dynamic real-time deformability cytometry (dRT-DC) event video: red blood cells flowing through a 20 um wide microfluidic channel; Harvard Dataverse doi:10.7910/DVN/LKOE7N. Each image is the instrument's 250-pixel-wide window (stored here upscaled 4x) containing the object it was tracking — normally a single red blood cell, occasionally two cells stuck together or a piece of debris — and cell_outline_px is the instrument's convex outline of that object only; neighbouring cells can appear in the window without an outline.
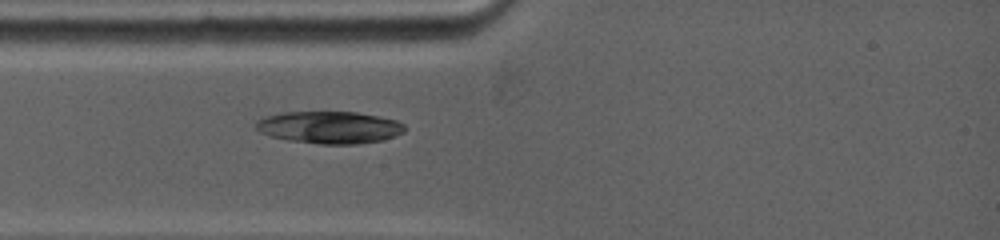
{"species": "common noctule bat (a hibernating species)", "species_latin": "Nyctalus noctula", "temperature_condition": "warm", "stored_images_in_passage": 21, "camera_frame_rate_fps": 5000, "um_per_image_px": 0.085, "animal": {"sex": "female", "body_mass_g": 19.0, "forearm_length_mm": 53.3}, "frame": {"image": 1, "passage_image": 1, "time_ms": 0.0, "image_size_px": [1000, 240], "cell_outline_px": [[404, 132], [396, 136], [384, 140], [356, 144], [320, 144], [288, 140], [272, 136], [260, 132], [256, 128], [256, 120], [264, 116], [280, 112], [356, 112], [380, 116], [396, 120], [404, 124]], "centroid_in_image_um": [28.01, 10.82], "position_along_channel_um": 57.0, "area_um2": 28.09}}
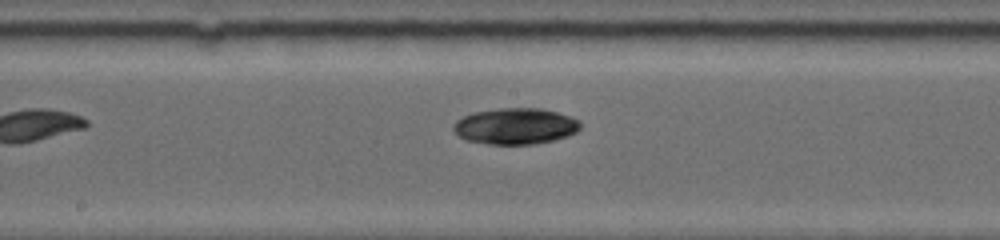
{"frame": {"image": 2, "passage_image": 10, "time_ms": 3.8, "image_size_px": [1000, 240], "cell_outline_px": [[580, 128], [576, 132], [568, 136], [536, 144], [488, 144], [464, 140], [452, 128], [452, 124], [456, 120], [472, 112], [500, 108], [540, 108], [572, 116], [580, 120]], "centroid_in_image_um": [43.8, 10.72], "position_along_channel_um": 204.4, "area_um2": 26.93}}
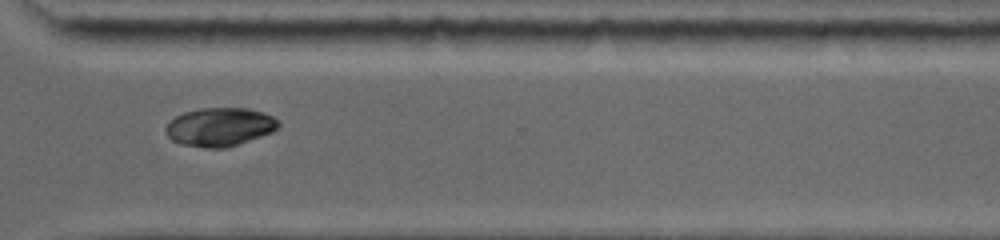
{"frame": {"image": 3, "passage_image": 16, "time_ms": 7.6, "image_size_px": [1000, 240], "cell_outline_px": [[280, 124], [272, 132], [224, 148], [204, 148], [180, 144], [172, 140], [168, 136], [164, 128], [176, 116], [184, 112], [200, 108], [248, 108], [264, 112], [272, 116]], "centroid_in_image_um": [18.65, 10.78], "position_along_channel_um": 351.9, "area_um2": 25.09}}